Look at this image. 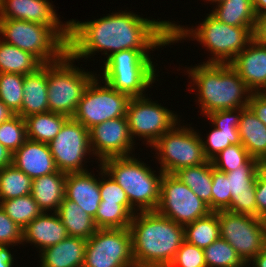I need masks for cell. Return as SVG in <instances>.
Returning a JSON list of instances; mask_svg holds the SVG:
<instances>
[{
	"instance_id": "obj_39",
	"label": "cell",
	"mask_w": 266,
	"mask_h": 267,
	"mask_svg": "<svg viewBox=\"0 0 266 267\" xmlns=\"http://www.w3.org/2000/svg\"><path fill=\"white\" fill-rule=\"evenodd\" d=\"M27 140L26 122L18 114L0 124V143L12 154Z\"/></svg>"
},
{
	"instance_id": "obj_17",
	"label": "cell",
	"mask_w": 266,
	"mask_h": 267,
	"mask_svg": "<svg viewBox=\"0 0 266 267\" xmlns=\"http://www.w3.org/2000/svg\"><path fill=\"white\" fill-rule=\"evenodd\" d=\"M49 0H0V19H18L52 27L67 43L69 20L61 22Z\"/></svg>"
},
{
	"instance_id": "obj_51",
	"label": "cell",
	"mask_w": 266,
	"mask_h": 267,
	"mask_svg": "<svg viewBox=\"0 0 266 267\" xmlns=\"http://www.w3.org/2000/svg\"><path fill=\"white\" fill-rule=\"evenodd\" d=\"M256 16L266 14V0H252Z\"/></svg>"
},
{
	"instance_id": "obj_38",
	"label": "cell",
	"mask_w": 266,
	"mask_h": 267,
	"mask_svg": "<svg viewBox=\"0 0 266 267\" xmlns=\"http://www.w3.org/2000/svg\"><path fill=\"white\" fill-rule=\"evenodd\" d=\"M132 217L121 204L100 203L94 222L98 229L129 228Z\"/></svg>"
},
{
	"instance_id": "obj_27",
	"label": "cell",
	"mask_w": 266,
	"mask_h": 267,
	"mask_svg": "<svg viewBox=\"0 0 266 267\" xmlns=\"http://www.w3.org/2000/svg\"><path fill=\"white\" fill-rule=\"evenodd\" d=\"M66 175L57 171L33 179L31 195L43 212H57L65 198Z\"/></svg>"
},
{
	"instance_id": "obj_44",
	"label": "cell",
	"mask_w": 266,
	"mask_h": 267,
	"mask_svg": "<svg viewBox=\"0 0 266 267\" xmlns=\"http://www.w3.org/2000/svg\"><path fill=\"white\" fill-rule=\"evenodd\" d=\"M22 230L0 206V245L10 248L22 244Z\"/></svg>"
},
{
	"instance_id": "obj_26",
	"label": "cell",
	"mask_w": 266,
	"mask_h": 267,
	"mask_svg": "<svg viewBox=\"0 0 266 267\" xmlns=\"http://www.w3.org/2000/svg\"><path fill=\"white\" fill-rule=\"evenodd\" d=\"M238 130L242 146L252 158L266 165V125L249 106L242 108Z\"/></svg>"
},
{
	"instance_id": "obj_48",
	"label": "cell",
	"mask_w": 266,
	"mask_h": 267,
	"mask_svg": "<svg viewBox=\"0 0 266 267\" xmlns=\"http://www.w3.org/2000/svg\"><path fill=\"white\" fill-rule=\"evenodd\" d=\"M14 262L10 248L0 245V267H12Z\"/></svg>"
},
{
	"instance_id": "obj_22",
	"label": "cell",
	"mask_w": 266,
	"mask_h": 267,
	"mask_svg": "<svg viewBox=\"0 0 266 267\" xmlns=\"http://www.w3.org/2000/svg\"><path fill=\"white\" fill-rule=\"evenodd\" d=\"M68 237L66 227L56 212H42L22 230V245L33 244L39 252Z\"/></svg>"
},
{
	"instance_id": "obj_24",
	"label": "cell",
	"mask_w": 266,
	"mask_h": 267,
	"mask_svg": "<svg viewBox=\"0 0 266 267\" xmlns=\"http://www.w3.org/2000/svg\"><path fill=\"white\" fill-rule=\"evenodd\" d=\"M87 240L70 237L42 250L40 267H83Z\"/></svg>"
},
{
	"instance_id": "obj_12",
	"label": "cell",
	"mask_w": 266,
	"mask_h": 267,
	"mask_svg": "<svg viewBox=\"0 0 266 267\" xmlns=\"http://www.w3.org/2000/svg\"><path fill=\"white\" fill-rule=\"evenodd\" d=\"M151 100L146 95L130 98L126 111L132 140L135 142L134 137L143 138L149 147L180 121L174 111Z\"/></svg>"
},
{
	"instance_id": "obj_9",
	"label": "cell",
	"mask_w": 266,
	"mask_h": 267,
	"mask_svg": "<svg viewBox=\"0 0 266 267\" xmlns=\"http://www.w3.org/2000/svg\"><path fill=\"white\" fill-rule=\"evenodd\" d=\"M180 125L179 121L151 146L157 154L160 170L166 174H174L181 168L208 161L204 155L201 134L190 126Z\"/></svg>"
},
{
	"instance_id": "obj_7",
	"label": "cell",
	"mask_w": 266,
	"mask_h": 267,
	"mask_svg": "<svg viewBox=\"0 0 266 267\" xmlns=\"http://www.w3.org/2000/svg\"><path fill=\"white\" fill-rule=\"evenodd\" d=\"M0 35L5 43L30 52L43 64L54 63L68 52V43L47 25L0 19Z\"/></svg>"
},
{
	"instance_id": "obj_40",
	"label": "cell",
	"mask_w": 266,
	"mask_h": 267,
	"mask_svg": "<svg viewBox=\"0 0 266 267\" xmlns=\"http://www.w3.org/2000/svg\"><path fill=\"white\" fill-rule=\"evenodd\" d=\"M99 172V189L100 203H111L123 205L132 215L137 211L130 205L126 192L119 184L104 170L103 166L98 165ZM101 178V179H100ZM108 178V179H107Z\"/></svg>"
},
{
	"instance_id": "obj_47",
	"label": "cell",
	"mask_w": 266,
	"mask_h": 267,
	"mask_svg": "<svg viewBox=\"0 0 266 267\" xmlns=\"http://www.w3.org/2000/svg\"><path fill=\"white\" fill-rule=\"evenodd\" d=\"M252 34L256 42L266 45V14L257 16Z\"/></svg>"
},
{
	"instance_id": "obj_19",
	"label": "cell",
	"mask_w": 266,
	"mask_h": 267,
	"mask_svg": "<svg viewBox=\"0 0 266 267\" xmlns=\"http://www.w3.org/2000/svg\"><path fill=\"white\" fill-rule=\"evenodd\" d=\"M242 108L218 110L206 115L214 129L202 140L204 155L214 159L221 151L231 145H242L238 130Z\"/></svg>"
},
{
	"instance_id": "obj_34",
	"label": "cell",
	"mask_w": 266,
	"mask_h": 267,
	"mask_svg": "<svg viewBox=\"0 0 266 267\" xmlns=\"http://www.w3.org/2000/svg\"><path fill=\"white\" fill-rule=\"evenodd\" d=\"M32 179L13 164L0 169V200L31 194Z\"/></svg>"
},
{
	"instance_id": "obj_53",
	"label": "cell",
	"mask_w": 266,
	"mask_h": 267,
	"mask_svg": "<svg viewBox=\"0 0 266 267\" xmlns=\"http://www.w3.org/2000/svg\"><path fill=\"white\" fill-rule=\"evenodd\" d=\"M259 98L266 102V83L254 92Z\"/></svg>"
},
{
	"instance_id": "obj_35",
	"label": "cell",
	"mask_w": 266,
	"mask_h": 267,
	"mask_svg": "<svg viewBox=\"0 0 266 267\" xmlns=\"http://www.w3.org/2000/svg\"><path fill=\"white\" fill-rule=\"evenodd\" d=\"M0 206L22 229L43 212L31 194L9 200H0Z\"/></svg>"
},
{
	"instance_id": "obj_29",
	"label": "cell",
	"mask_w": 266,
	"mask_h": 267,
	"mask_svg": "<svg viewBox=\"0 0 266 267\" xmlns=\"http://www.w3.org/2000/svg\"><path fill=\"white\" fill-rule=\"evenodd\" d=\"M68 119L51 111L29 115L25 117L27 139L49 144Z\"/></svg>"
},
{
	"instance_id": "obj_28",
	"label": "cell",
	"mask_w": 266,
	"mask_h": 267,
	"mask_svg": "<svg viewBox=\"0 0 266 267\" xmlns=\"http://www.w3.org/2000/svg\"><path fill=\"white\" fill-rule=\"evenodd\" d=\"M66 227L68 236L88 240L98 229L94 218L84 212L76 202L66 197L56 212Z\"/></svg>"
},
{
	"instance_id": "obj_33",
	"label": "cell",
	"mask_w": 266,
	"mask_h": 267,
	"mask_svg": "<svg viewBox=\"0 0 266 267\" xmlns=\"http://www.w3.org/2000/svg\"><path fill=\"white\" fill-rule=\"evenodd\" d=\"M185 241L199 248H206L220 237L218 211L198 218L184 226Z\"/></svg>"
},
{
	"instance_id": "obj_37",
	"label": "cell",
	"mask_w": 266,
	"mask_h": 267,
	"mask_svg": "<svg viewBox=\"0 0 266 267\" xmlns=\"http://www.w3.org/2000/svg\"><path fill=\"white\" fill-rule=\"evenodd\" d=\"M24 75L0 73V100L14 113L21 111Z\"/></svg>"
},
{
	"instance_id": "obj_8",
	"label": "cell",
	"mask_w": 266,
	"mask_h": 267,
	"mask_svg": "<svg viewBox=\"0 0 266 267\" xmlns=\"http://www.w3.org/2000/svg\"><path fill=\"white\" fill-rule=\"evenodd\" d=\"M75 59L67 52L60 60L48 64L49 111L72 118L83 93L97 75L74 66Z\"/></svg>"
},
{
	"instance_id": "obj_5",
	"label": "cell",
	"mask_w": 266,
	"mask_h": 267,
	"mask_svg": "<svg viewBox=\"0 0 266 267\" xmlns=\"http://www.w3.org/2000/svg\"><path fill=\"white\" fill-rule=\"evenodd\" d=\"M101 165L126 192L130 205L137 212L156 211L164 174L161 170L155 174L156 171L133 154L105 159Z\"/></svg>"
},
{
	"instance_id": "obj_2",
	"label": "cell",
	"mask_w": 266,
	"mask_h": 267,
	"mask_svg": "<svg viewBox=\"0 0 266 267\" xmlns=\"http://www.w3.org/2000/svg\"><path fill=\"white\" fill-rule=\"evenodd\" d=\"M129 230L136 267H168L185 240L184 226L157 211L136 212Z\"/></svg>"
},
{
	"instance_id": "obj_11",
	"label": "cell",
	"mask_w": 266,
	"mask_h": 267,
	"mask_svg": "<svg viewBox=\"0 0 266 267\" xmlns=\"http://www.w3.org/2000/svg\"><path fill=\"white\" fill-rule=\"evenodd\" d=\"M220 237L244 262H250L266 246V220L250 215L218 211Z\"/></svg>"
},
{
	"instance_id": "obj_52",
	"label": "cell",
	"mask_w": 266,
	"mask_h": 267,
	"mask_svg": "<svg viewBox=\"0 0 266 267\" xmlns=\"http://www.w3.org/2000/svg\"><path fill=\"white\" fill-rule=\"evenodd\" d=\"M13 115L14 113L0 100V124Z\"/></svg>"
},
{
	"instance_id": "obj_10",
	"label": "cell",
	"mask_w": 266,
	"mask_h": 267,
	"mask_svg": "<svg viewBox=\"0 0 266 267\" xmlns=\"http://www.w3.org/2000/svg\"><path fill=\"white\" fill-rule=\"evenodd\" d=\"M95 76L86 87L73 119L88 130L109 119L126 116L130 97ZM100 84V85H99Z\"/></svg>"
},
{
	"instance_id": "obj_43",
	"label": "cell",
	"mask_w": 266,
	"mask_h": 267,
	"mask_svg": "<svg viewBox=\"0 0 266 267\" xmlns=\"http://www.w3.org/2000/svg\"><path fill=\"white\" fill-rule=\"evenodd\" d=\"M168 267H207L204 250L184 240Z\"/></svg>"
},
{
	"instance_id": "obj_45",
	"label": "cell",
	"mask_w": 266,
	"mask_h": 267,
	"mask_svg": "<svg viewBox=\"0 0 266 267\" xmlns=\"http://www.w3.org/2000/svg\"><path fill=\"white\" fill-rule=\"evenodd\" d=\"M255 199L258 218L266 220V165H262L256 177Z\"/></svg>"
},
{
	"instance_id": "obj_18",
	"label": "cell",
	"mask_w": 266,
	"mask_h": 267,
	"mask_svg": "<svg viewBox=\"0 0 266 267\" xmlns=\"http://www.w3.org/2000/svg\"><path fill=\"white\" fill-rule=\"evenodd\" d=\"M262 165L257 159L251 158L246 164L226 173L231 192L228 211L258 217L255 199L256 177Z\"/></svg>"
},
{
	"instance_id": "obj_23",
	"label": "cell",
	"mask_w": 266,
	"mask_h": 267,
	"mask_svg": "<svg viewBox=\"0 0 266 267\" xmlns=\"http://www.w3.org/2000/svg\"><path fill=\"white\" fill-rule=\"evenodd\" d=\"M98 179L92 172L85 171L67 173L65 181V197L76 202L93 218L101 202Z\"/></svg>"
},
{
	"instance_id": "obj_1",
	"label": "cell",
	"mask_w": 266,
	"mask_h": 267,
	"mask_svg": "<svg viewBox=\"0 0 266 267\" xmlns=\"http://www.w3.org/2000/svg\"><path fill=\"white\" fill-rule=\"evenodd\" d=\"M169 44L172 45L169 20H150L132 11L112 12L87 22L69 20L68 53L75 60L102 51L106 60L122 50L154 51Z\"/></svg>"
},
{
	"instance_id": "obj_30",
	"label": "cell",
	"mask_w": 266,
	"mask_h": 267,
	"mask_svg": "<svg viewBox=\"0 0 266 267\" xmlns=\"http://www.w3.org/2000/svg\"><path fill=\"white\" fill-rule=\"evenodd\" d=\"M174 175L186 184L212 211V161L208 160L198 166L181 168Z\"/></svg>"
},
{
	"instance_id": "obj_14",
	"label": "cell",
	"mask_w": 266,
	"mask_h": 267,
	"mask_svg": "<svg viewBox=\"0 0 266 267\" xmlns=\"http://www.w3.org/2000/svg\"><path fill=\"white\" fill-rule=\"evenodd\" d=\"M156 211L185 226L212 212L209 206L197 197L174 174H163L160 201Z\"/></svg>"
},
{
	"instance_id": "obj_54",
	"label": "cell",
	"mask_w": 266,
	"mask_h": 267,
	"mask_svg": "<svg viewBox=\"0 0 266 267\" xmlns=\"http://www.w3.org/2000/svg\"><path fill=\"white\" fill-rule=\"evenodd\" d=\"M206 1L210 2L212 5H213L214 3L217 5V4H219V3H221V2H223V1H225V0H206Z\"/></svg>"
},
{
	"instance_id": "obj_15",
	"label": "cell",
	"mask_w": 266,
	"mask_h": 267,
	"mask_svg": "<svg viewBox=\"0 0 266 267\" xmlns=\"http://www.w3.org/2000/svg\"><path fill=\"white\" fill-rule=\"evenodd\" d=\"M48 145L58 171H88L84 164L86 157L92 154L89 130L80 122L69 118Z\"/></svg>"
},
{
	"instance_id": "obj_32",
	"label": "cell",
	"mask_w": 266,
	"mask_h": 267,
	"mask_svg": "<svg viewBox=\"0 0 266 267\" xmlns=\"http://www.w3.org/2000/svg\"><path fill=\"white\" fill-rule=\"evenodd\" d=\"M210 12L222 23L230 26H255L256 14L252 0H225Z\"/></svg>"
},
{
	"instance_id": "obj_46",
	"label": "cell",
	"mask_w": 266,
	"mask_h": 267,
	"mask_svg": "<svg viewBox=\"0 0 266 267\" xmlns=\"http://www.w3.org/2000/svg\"><path fill=\"white\" fill-rule=\"evenodd\" d=\"M248 106L252 109L257 118L266 125V102L255 93H252Z\"/></svg>"
},
{
	"instance_id": "obj_21",
	"label": "cell",
	"mask_w": 266,
	"mask_h": 267,
	"mask_svg": "<svg viewBox=\"0 0 266 267\" xmlns=\"http://www.w3.org/2000/svg\"><path fill=\"white\" fill-rule=\"evenodd\" d=\"M230 65L254 93L266 83V45L252 39Z\"/></svg>"
},
{
	"instance_id": "obj_31",
	"label": "cell",
	"mask_w": 266,
	"mask_h": 267,
	"mask_svg": "<svg viewBox=\"0 0 266 267\" xmlns=\"http://www.w3.org/2000/svg\"><path fill=\"white\" fill-rule=\"evenodd\" d=\"M42 65L33 54L5 43L0 37V73L28 75L36 72Z\"/></svg>"
},
{
	"instance_id": "obj_25",
	"label": "cell",
	"mask_w": 266,
	"mask_h": 267,
	"mask_svg": "<svg viewBox=\"0 0 266 267\" xmlns=\"http://www.w3.org/2000/svg\"><path fill=\"white\" fill-rule=\"evenodd\" d=\"M48 64H43L36 72L24 75L22 118L49 111L48 106Z\"/></svg>"
},
{
	"instance_id": "obj_36",
	"label": "cell",
	"mask_w": 266,
	"mask_h": 267,
	"mask_svg": "<svg viewBox=\"0 0 266 267\" xmlns=\"http://www.w3.org/2000/svg\"><path fill=\"white\" fill-rule=\"evenodd\" d=\"M203 250L207 267H237L245 263L235 249L221 237Z\"/></svg>"
},
{
	"instance_id": "obj_4",
	"label": "cell",
	"mask_w": 266,
	"mask_h": 267,
	"mask_svg": "<svg viewBox=\"0 0 266 267\" xmlns=\"http://www.w3.org/2000/svg\"><path fill=\"white\" fill-rule=\"evenodd\" d=\"M194 29L171 22V43L188 37L203 44L210 51L206 64H230L253 39L254 26H230L211 13ZM194 38V39H193ZM183 39V40H182Z\"/></svg>"
},
{
	"instance_id": "obj_6",
	"label": "cell",
	"mask_w": 266,
	"mask_h": 267,
	"mask_svg": "<svg viewBox=\"0 0 266 267\" xmlns=\"http://www.w3.org/2000/svg\"><path fill=\"white\" fill-rule=\"evenodd\" d=\"M149 51L128 49L113 53L105 60L99 79L130 98L147 95L145 90L158 76Z\"/></svg>"
},
{
	"instance_id": "obj_41",
	"label": "cell",
	"mask_w": 266,
	"mask_h": 267,
	"mask_svg": "<svg viewBox=\"0 0 266 267\" xmlns=\"http://www.w3.org/2000/svg\"><path fill=\"white\" fill-rule=\"evenodd\" d=\"M252 157L242 145H231L212 159L213 167L222 172H231L246 164Z\"/></svg>"
},
{
	"instance_id": "obj_13",
	"label": "cell",
	"mask_w": 266,
	"mask_h": 267,
	"mask_svg": "<svg viewBox=\"0 0 266 267\" xmlns=\"http://www.w3.org/2000/svg\"><path fill=\"white\" fill-rule=\"evenodd\" d=\"M83 267H136L129 228L97 229L87 240Z\"/></svg>"
},
{
	"instance_id": "obj_55",
	"label": "cell",
	"mask_w": 266,
	"mask_h": 267,
	"mask_svg": "<svg viewBox=\"0 0 266 267\" xmlns=\"http://www.w3.org/2000/svg\"><path fill=\"white\" fill-rule=\"evenodd\" d=\"M247 265H248V267H250V266H249L250 264H248V262H245V263H243L242 265L237 266V267H247Z\"/></svg>"
},
{
	"instance_id": "obj_16",
	"label": "cell",
	"mask_w": 266,
	"mask_h": 267,
	"mask_svg": "<svg viewBox=\"0 0 266 267\" xmlns=\"http://www.w3.org/2000/svg\"><path fill=\"white\" fill-rule=\"evenodd\" d=\"M92 156L101 164L105 159L132 154L135 142L129 133L126 116L109 119L89 130Z\"/></svg>"
},
{
	"instance_id": "obj_42",
	"label": "cell",
	"mask_w": 266,
	"mask_h": 267,
	"mask_svg": "<svg viewBox=\"0 0 266 267\" xmlns=\"http://www.w3.org/2000/svg\"><path fill=\"white\" fill-rule=\"evenodd\" d=\"M230 201L231 192L226 173L214 168L212 164V211L228 210Z\"/></svg>"
},
{
	"instance_id": "obj_50",
	"label": "cell",
	"mask_w": 266,
	"mask_h": 267,
	"mask_svg": "<svg viewBox=\"0 0 266 267\" xmlns=\"http://www.w3.org/2000/svg\"><path fill=\"white\" fill-rule=\"evenodd\" d=\"M253 267H266V246L250 261Z\"/></svg>"
},
{
	"instance_id": "obj_3",
	"label": "cell",
	"mask_w": 266,
	"mask_h": 267,
	"mask_svg": "<svg viewBox=\"0 0 266 267\" xmlns=\"http://www.w3.org/2000/svg\"><path fill=\"white\" fill-rule=\"evenodd\" d=\"M187 69L188 77L192 80L189 84L192 86L189 88H191L190 91H197L201 115L248 106L252 91L230 64L202 62Z\"/></svg>"
},
{
	"instance_id": "obj_49",
	"label": "cell",
	"mask_w": 266,
	"mask_h": 267,
	"mask_svg": "<svg viewBox=\"0 0 266 267\" xmlns=\"http://www.w3.org/2000/svg\"><path fill=\"white\" fill-rule=\"evenodd\" d=\"M13 154L0 143V169L12 165Z\"/></svg>"
},
{
	"instance_id": "obj_20",
	"label": "cell",
	"mask_w": 266,
	"mask_h": 267,
	"mask_svg": "<svg viewBox=\"0 0 266 267\" xmlns=\"http://www.w3.org/2000/svg\"><path fill=\"white\" fill-rule=\"evenodd\" d=\"M12 164L32 180L58 171L49 145L29 139L13 153Z\"/></svg>"
}]
</instances>
